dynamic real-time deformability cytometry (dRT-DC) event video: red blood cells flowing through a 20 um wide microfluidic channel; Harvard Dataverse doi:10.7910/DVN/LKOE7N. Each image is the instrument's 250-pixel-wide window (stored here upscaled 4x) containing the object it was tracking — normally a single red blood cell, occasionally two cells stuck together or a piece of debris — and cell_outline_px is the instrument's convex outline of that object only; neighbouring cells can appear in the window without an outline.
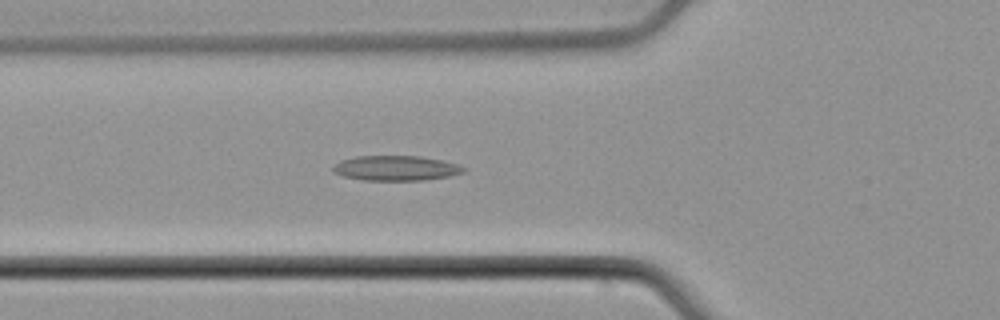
{"species": "common noctule bat (a hibernating species)", "species_latin": "Nyctalus noctula", "temperature_condition": "cold", "stored_images_in_passage": 53, "camera_frame_rate_fps": 3000, "um_per_image_px": 0.085, "animal": {"sex": "male", "body_mass_g": 21.5, "forearm_length_mm": 52.0}, "frame": {"image": 1, "passage_image": 19, "time_ms": 6.0, "image_size_px": [1000, 320], "cell_outline_px": [[468, 168], [464, 172], [448, 176], [424, 180], [364, 180], [344, 176], [332, 172], [332, 168], [340, 160], [356, 156], [420, 156], [440, 160], [456, 164]], "centroid_in_image_um": [33.64, 14.29], "position_along_channel_um": 92.2, "area_um2": 18.9}}
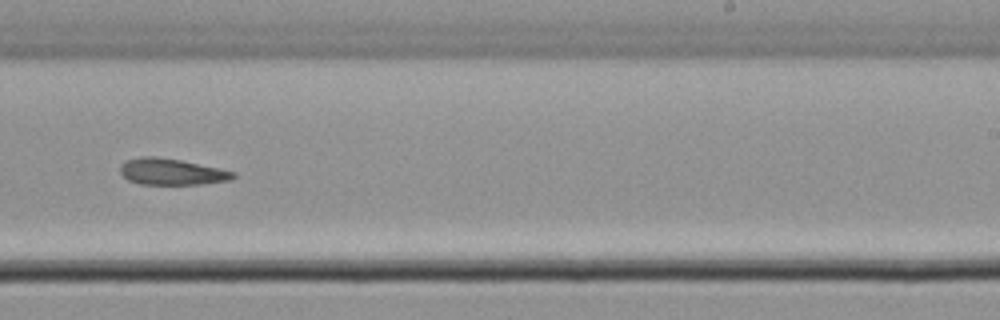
{"frame": {"image": 2, "passage_image": 33, "time_ms": 10.667, "image_size_px": [1000, 320], "cell_outline_px": [[236, 176], [232, 180], [200, 184], [140, 184], [128, 180], [120, 172], [120, 168], [128, 160], [144, 156], [156, 156], [180, 160], [220, 168], [236, 172]], "centroid_in_image_um": [14.64, 14.6], "position_along_channel_um": 274.4, "area_um2": 17.22}}
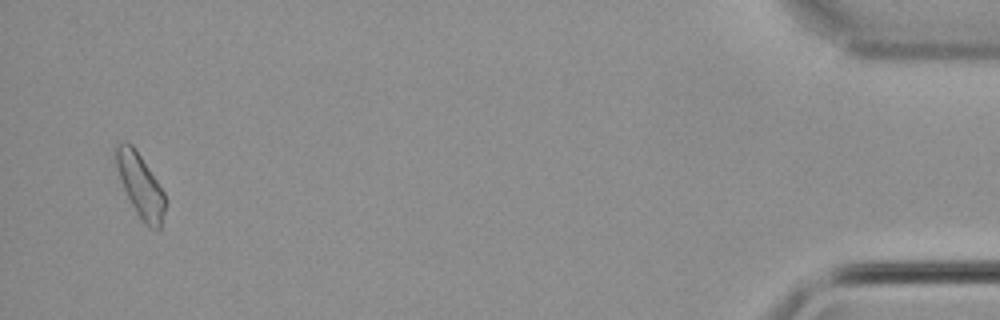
{"frame": {"image": 3, "passage_image": 51, "time_ms": 16.667, "image_size_px": [1000, 320], "cell_outline_px": [[168, 200], [160, 232], [148, 228], [144, 224], [136, 212], [124, 188], [116, 168], [116, 144], [124, 140], [132, 144], [136, 148], [164, 192]], "centroid_in_image_um": [11.98, 15.81], "position_along_channel_um": 423.2, "area_um2": 18.5}}